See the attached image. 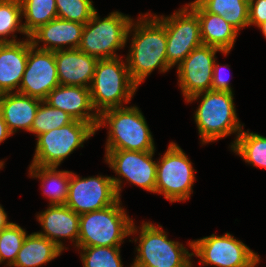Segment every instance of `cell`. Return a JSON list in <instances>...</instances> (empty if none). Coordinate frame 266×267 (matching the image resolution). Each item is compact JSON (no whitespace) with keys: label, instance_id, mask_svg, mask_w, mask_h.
<instances>
[{"label":"cell","instance_id":"1","mask_svg":"<svg viewBox=\"0 0 266 267\" xmlns=\"http://www.w3.org/2000/svg\"><path fill=\"white\" fill-rule=\"evenodd\" d=\"M149 12L140 15L137 22L132 20L127 37L133 33L129 53L126 57L132 81L139 86L153 70L162 73L171 69L166 57V29Z\"/></svg>","mask_w":266,"mask_h":267},{"label":"cell","instance_id":"2","mask_svg":"<svg viewBox=\"0 0 266 267\" xmlns=\"http://www.w3.org/2000/svg\"><path fill=\"white\" fill-rule=\"evenodd\" d=\"M233 95V92L209 90L185 100L191 103L202 97L194 113L202 144L217 141L233 133L237 135V139L242 132L244 124L241 125L238 120Z\"/></svg>","mask_w":266,"mask_h":267},{"label":"cell","instance_id":"3","mask_svg":"<svg viewBox=\"0 0 266 267\" xmlns=\"http://www.w3.org/2000/svg\"><path fill=\"white\" fill-rule=\"evenodd\" d=\"M109 126L106 150L155 151L146 119L136 106L110 108L99 114L96 131Z\"/></svg>","mask_w":266,"mask_h":267},{"label":"cell","instance_id":"4","mask_svg":"<svg viewBox=\"0 0 266 267\" xmlns=\"http://www.w3.org/2000/svg\"><path fill=\"white\" fill-rule=\"evenodd\" d=\"M120 202L119 198L113 205L104 209L80 215L77 248L120 247L127 236L138 231Z\"/></svg>","mask_w":266,"mask_h":267},{"label":"cell","instance_id":"5","mask_svg":"<svg viewBox=\"0 0 266 267\" xmlns=\"http://www.w3.org/2000/svg\"><path fill=\"white\" fill-rule=\"evenodd\" d=\"M137 88L126 62L119 57L98 60L90 86L92 104L98 114L123 107V102L129 103Z\"/></svg>","mask_w":266,"mask_h":267},{"label":"cell","instance_id":"6","mask_svg":"<svg viewBox=\"0 0 266 267\" xmlns=\"http://www.w3.org/2000/svg\"><path fill=\"white\" fill-rule=\"evenodd\" d=\"M132 20L131 17L118 11L100 19L96 11L84 25L78 49L98 59L119 57L115 52L125 47Z\"/></svg>","mask_w":266,"mask_h":267},{"label":"cell","instance_id":"7","mask_svg":"<svg viewBox=\"0 0 266 267\" xmlns=\"http://www.w3.org/2000/svg\"><path fill=\"white\" fill-rule=\"evenodd\" d=\"M137 256L131 267H193L188 249L168 240L162 226L143 222L140 227Z\"/></svg>","mask_w":266,"mask_h":267},{"label":"cell","instance_id":"8","mask_svg":"<svg viewBox=\"0 0 266 267\" xmlns=\"http://www.w3.org/2000/svg\"><path fill=\"white\" fill-rule=\"evenodd\" d=\"M96 129L87 122L74 120L63 127L40 134L31 165L57 167L76 148L93 136Z\"/></svg>","mask_w":266,"mask_h":267},{"label":"cell","instance_id":"9","mask_svg":"<svg viewBox=\"0 0 266 267\" xmlns=\"http://www.w3.org/2000/svg\"><path fill=\"white\" fill-rule=\"evenodd\" d=\"M157 161L155 193L170 202L186 201L194 186V168L190 159L176 143L171 142L163 157Z\"/></svg>","mask_w":266,"mask_h":267},{"label":"cell","instance_id":"10","mask_svg":"<svg viewBox=\"0 0 266 267\" xmlns=\"http://www.w3.org/2000/svg\"><path fill=\"white\" fill-rule=\"evenodd\" d=\"M193 256L201 263L217 267H255L260 256L230 233L222 236L212 234L189 242Z\"/></svg>","mask_w":266,"mask_h":267},{"label":"cell","instance_id":"11","mask_svg":"<svg viewBox=\"0 0 266 267\" xmlns=\"http://www.w3.org/2000/svg\"><path fill=\"white\" fill-rule=\"evenodd\" d=\"M154 16L166 29V57L170 68L179 65L192 50L203 45L198 15L188 5L171 16Z\"/></svg>","mask_w":266,"mask_h":267},{"label":"cell","instance_id":"12","mask_svg":"<svg viewBox=\"0 0 266 267\" xmlns=\"http://www.w3.org/2000/svg\"><path fill=\"white\" fill-rule=\"evenodd\" d=\"M105 162L119 178L111 177L120 198L121 177L131 184L155 193L157 162L153 161L155 151L106 150Z\"/></svg>","mask_w":266,"mask_h":267},{"label":"cell","instance_id":"13","mask_svg":"<svg viewBox=\"0 0 266 267\" xmlns=\"http://www.w3.org/2000/svg\"><path fill=\"white\" fill-rule=\"evenodd\" d=\"M118 199L110 176L82 178L70 171L65 205L77 214L104 209L113 205Z\"/></svg>","mask_w":266,"mask_h":267},{"label":"cell","instance_id":"14","mask_svg":"<svg viewBox=\"0 0 266 267\" xmlns=\"http://www.w3.org/2000/svg\"><path fill=\"white\" fill-rule=\"evenodd\" d=\"M58 85L54 52L34 47L28 37V57L19 93L45 100Z\"/></svg>","mask_w":266,"mask_h":267},{"label":"cell","instance_id":"15","mask_svg":"<svg viewBox=\"0 0 266 267\" xmlns=\"http://www.w3.org/2000/svg\"><path fill=\"white\" fill-rule=\"evenodd\" d=\"M219 51L225 55L229 53L217 47L201 45L177 65L178 83L185 100L195 94L212 90L213 66L215 55Z\"/></svg>","mask_w":266,"mask_h":267},{"label":"cell","instance_id":"16","mask_svg":"<svg viewBox=\"0 0 266 267\" xmlns=\"http://www.w3.org/2000/svg\"><path fill=\"white\" fill-rule=\"evenodd\" d=\"M44 101L53 108L65 111L74 120L90 123L96 129L99 114L93 107L90 88L58 85Z\"/></svg>","mask_w":266,"mask_h":267},{"label":"cell","instance_id":"17","mask_svg":"<svg viewBox=\"0 0 266 267\" xmlns=\"http://www.w3.org/2000/svg\"><path fill=\"white\" fill-rule=\"evenodd\" d=\"M84 25L57 17L38 27L29 35V39L34 47L51 52L65 50L68 44L66 50L78 49ZM40 42H43V46L39 47Z\"/></svg>","mask_w":266,"mask_h":267},{"label":"cell","instance_id":"18","mask_svg":"<svg viewBox=\"0 0 266 267\" xmlns=\"http://www.w3.org/2000/svg\"><path fill=\"white\" fill-rule=\"evenodd\" d=\"M37 219L44 230V232H37L39 235L54 242L62 250L67 249L60 240L62 238L71 239L72 242H75L74 246L77 247L80 215L65 204L49 205L37 216Z\"/></svg>","mask_w":266,"mask_h":267},{"label":"cell","instance_id":"19","mask_svg":"<svg viewBox=\"0 0 266 267\" xmlns=\"http://www.w3.org/2000/svg\"><path fill=\"white\" fill-rule=\"evenodd\" d=\"M60 85L90 88L98 58L79 49H65L54 52Z\"/></svg>","mask_w":266,"mask_h":267},{"label":"cell","instance_id":"20","mask_svg":"<svg viewBox=\"0 0 266 267\" xmlns=\"http://www.w3.org/2000/svg\"><path fill=\"white\" fill-rule=\"evenodd\" d=\"M25 40H18L14 43H0L1 94L19 91L28 57V37Z\"/></svg>","mask_w":266,"mask_h":267},{"label":"cell","instance_id":"21","mask_svg":"<svg viewBox=\"0 0 266 267\" xmlns=\"http://www.w3.org/2000/svg\"><path fill=\"white\" fill-rule=\"evenodd\" d=\"M41 101L19 92L0 94V111L12 134L19 129L30 132Z\"/></svg>","mask_w":266,"mask_h":267},{"label":"cell","instance_id":"22","mask_svg":"<svg viewBox=\"0 0 266 267\" xmlns=\"http://www.w3.org/2000/svg\"><path fill=\"white\" fill-rule=\"evenodd\" d=\"M188 6L198 15L203 45L230 52L239 31L222 16L206 12L196 1L189 3Z\"/></svg>","mask_w":266,"mask_h":267},{"label":"cell","instance_id":"23","mask_svg":"<svg viewBox=\"0 0 266 267\" xmlns=\"http://www.w3.org/2000/svg\"><path fill=\"white\" fill-rule=\"evenodd\" d=\"M62 251L54 242L34 232L26 235L11 267H39L57 258Z\"/></svg>","mask_w":266,"mask_h":267},{"label":"cell","instance_id":"24","mask_svg":"<svg viewBox=\"0 0 266 267\" xmlns=\"http://www.w3.org/2000/svg\"><path fill=\"white\" fill-rule=\"evenodd\" d=\"M57 167L29 166V174L41 180L44 196L49 197V205H63L68 197L70 171H58Z\"/></svg>","mask_w":266,"mask_h":267},{"label":"cell","instance_id":"25","mask_svg":"<svg viewBox=\"0 0 266 267\" xmlns=\"http://www.w3.org/2000/svg\"><path fill=\"white\" fill-rule=\"evenodd\" d=\"M206 12L222 16L238 31L249 26V0H195Z\"/></svg>","mask_w":266,"mask_h":267},{"label":"cell","instance_id":"26","mask_svg":"<svg viewBox=\"0 0 266 267\" xmlns=\"http://www.w3.org/2000/svg\"><path fill=\"white\" fill-rule=\"evenodd\" d=\"M231 150L243 160L256 167L266 168V137L243 131L232 142Z\"/></svg>","mask_w":266,"mask_h":267},{"label":"cell","instance_id":"27","mask_svg":"<svg viewBox=\"0 0 266 267\" xmlns=\"http://www.w3.org/2000/svg\"><path fill=\"white\" fill-rule=\"evenodd\" d=\"M22 16L25 18L24 31L29 36L41 25L57 18L55 0H20Z\"/></svg>","mask_w":266,"mask_h":267},{"label":"cell","instance_id":"28","mask_svg":"<svg viewBox=\"0 0 266 267\" xmlns=\"http://www.w3.org/2000/svg\"><path fill=\"white\" fill-rule=\"evenodd\" d=\"M22 6L20 0H0V43L18 42L16 35L8 39L10 34L20 32L29 37L24 31L22 20Z\"/></svg>","mask_w":266,"mask_h":267},{"label":"cell","instance_id":"29","mask_svg":"<svg viewBox=\"0 0 266 267\" xmlns=\"http://www.w3.org/2000/svg\"><path fill=\"white\" fill-rule=\"evenodd\" d=\"M74 119L65 111L51 107L44 100L40 102L30 132L36 137L40 134L63 127Z\"/></svg>","mask_w":266,"mask_h":267},{"label":"cell","instance_id":"30","mask_svg":"<svg viewBox=\"0 0 266 267\" xmlns=\"http://www.w3.org/2000/svg\"><path fill=\"white\" fill-rule=\"evenodd\" d=\"M83 267H123L120 247H80Z\"/></svg>","mask_w":266,"mask_h":267},{"label":"cell","instance_id":"31","mask_svg":"<svg viewBox=\"0 0 266 267\" xmlns=\"http://www.w3.org/2000/svg\"><path fill=\"white\" fill-rule=\"evenodd\" d=\"M26 235L25 229L13 222L0 231V264L4 261L10 267L14 264Z\"/></svg>","mask_w":266,"mask_h":267},{"label":"cell","instance_id":"32","mask_svg":"<svg viewBox=\"0 0 266 267\" xmlns=\"http://www.w3.org/2000/svg\"><path fill=\"white\" fill-rule=\"evenodd\" d=\"M57 17L86 24L96 12L92 0H55Z\"/></svg>","mask_w":266,"mask_h":267},{"label":"cell","instance_id":"33","mask_svg":"<svg viewBox=\"0 0 266 267\" xmlns=\"http://www.w3.org/2000/svg\"><path fill=\"white\" fill-rule=\"evenodd\" d=\"M249 26L260 24L266 21V0H249Z\"/></svg>","mask_w":266,"mask_h":267},{"label":"cell","instance_id":"34","mask_svg":"<svg viewBox=\"0 0 266 267\" xmlns=\"http://www.w3.org/2000/svg\"><path fill=\"white\" fill-rule=\"evenodd\" d=\"M223 69V70H222ZM224 66H219L218 63H216V60L214 62L213 66V78H212V90L213 91H228L233 92L231 89V86L229 84L228 77L224 73Z\"/></svg>","mask_w":266,"mask_h":267},{"label":"cell","instance_id":"35","mask_svg":"<svg viewBox=\"0 0 266 267\" xmlns=\"http://www.w3.org/2000/svg\"><path fill=\"white\" fill-rule=\"evenodd\" d=\"M12 133L8 129V126L6 125L2 113L0 111V143L5 141L8 137H10Z\"/></svg>","mask_w":266,"mask_h":267},{"label":"cell","instance_id":"36","mask_svg":"<svg viewBox=\"0 0 266 267\" xmlns=\"http://www.w3.org/2000/svg\"><path fill=\"white\" fill-rule=\"evenodd\" d=\"M8 216L4 211V208L0 204V231L6 227H8L12 222L7 220Z\"/></svg>","mask_w":266,"mask_h":267},{"label":"cell","instance_id":"37","mask_svg":"<svg viewBox=\"0 0 266 267\" xmlns=\"http://www.w3.org/2000/svg\"><path fill=\"white\" fill-rule=\"evenodd\" d=\"M266 38V21L258 26Z\"/></svg>","mask_w":266,"mask_h":267},{"label":"cell","instance_id":"38","mask_svg":"<svg viewBox=\"0 0 266 267\" xmlns=\"http://www.w3.org/2000/svg\"><path fill=\"white\" fill-rule=\"evenodd\" d=\"M3 166H4V161H1V160H0V169H2Z\"/></svg>","mask_w":266,"mask_h":267}]
</instances>
